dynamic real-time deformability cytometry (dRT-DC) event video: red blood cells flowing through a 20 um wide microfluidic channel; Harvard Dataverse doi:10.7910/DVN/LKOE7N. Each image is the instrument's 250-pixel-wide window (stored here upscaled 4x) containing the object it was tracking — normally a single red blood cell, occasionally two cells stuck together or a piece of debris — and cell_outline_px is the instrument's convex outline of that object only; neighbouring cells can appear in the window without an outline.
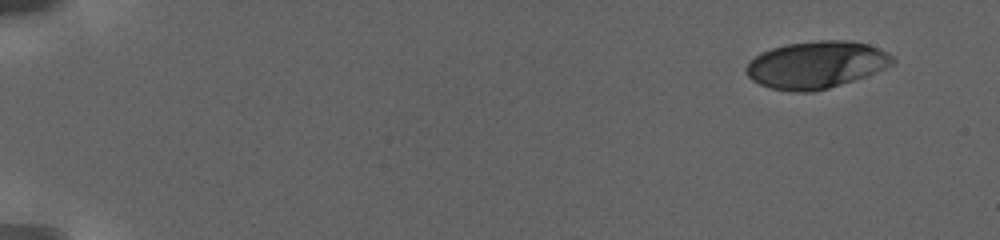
{"species": "human", "species_latin": "Homo sapiens", "temperature_condition": "warm", "stored_images_in_passage": 15, "camera_frame_rate_fps": 3000, "um_per_image_px": 0.085, "donor": {"sex": "female"}, "frame": {"image": 1, "passage_image": 1, "time_ms": 0.0, "image_size_px": [1000, 240], "cell_outline_px": [[896, 60], [892, 64], [884, 68], [864, 76], [828, 88], [812, 92], [792, 92], [772, 88], [760, 84], [752, 80], [748, 76], [744, 68], [748, 60], [760, 52], [784, 44], [816, 40], [852, 40], [868, 44], [880, 48], [888, 52]], "centroid_in_image_um": [69.34, 5.48], "position_along_channel_um": 15.7, "area_um2": 40.46}}
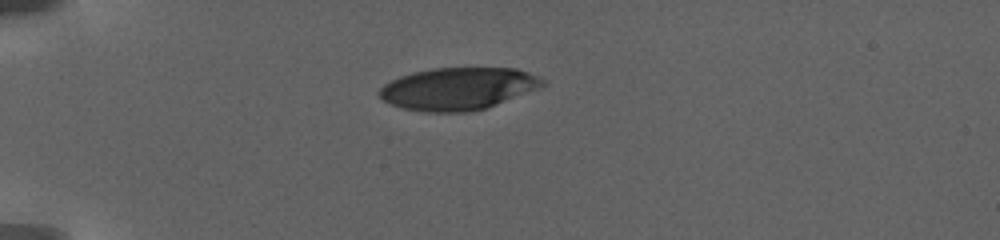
{"frame": {"image": 2, "passage_image": 9, "time_ms": 5.333, "image_size_px": [1000, 240], "cell_outline_px": [[548, 84], [540, 88], [484, 108], [464, 112], [428, 112], [404, 108], [392, 104], [384, 100], [376, 92], [384, 84], [400, 76], [412, 72], [432, 68], [516, 68], [540, 76]], "centroid_in_image_um": [38.95, 7.52], "position_along_channel_um": 46.0, "area_um2": 40.11}}